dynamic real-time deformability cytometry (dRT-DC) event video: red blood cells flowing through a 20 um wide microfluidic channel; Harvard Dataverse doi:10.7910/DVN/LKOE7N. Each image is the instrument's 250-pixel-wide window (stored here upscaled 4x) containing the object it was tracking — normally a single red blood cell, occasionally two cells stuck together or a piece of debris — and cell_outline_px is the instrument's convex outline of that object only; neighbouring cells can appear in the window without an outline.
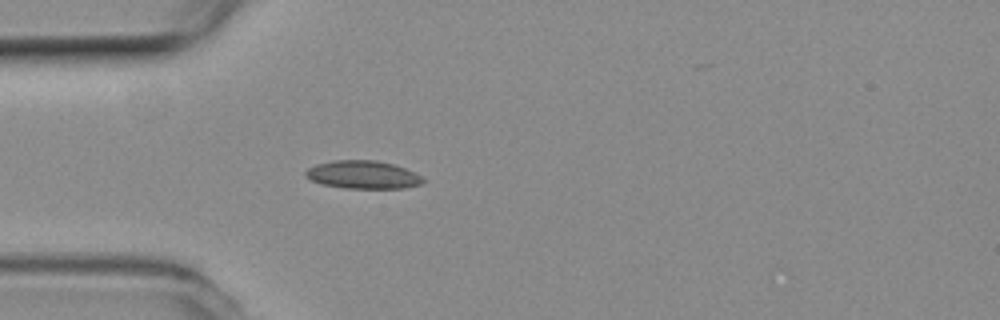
{"species": "common noctule bat (a hibernating species)", "species_latin": "Nyctalus noctula", "temperature_condition": "room temperature", "stored_images_in_passage": 41, "camera_frame_rate_fps": 3000, "um_per_image_px": 0.085, "animal": {"sex": "female", "body_mass_g": 19.3, "forearm_length_mm": 54.1}, "frame": {"image": 1, "passage_image": 1, "time_ms": 0.0, "image_size_px": [1000, 320], "cell_outline_px": [[424, 184], [404, 188], [344, 188], [320, 184], [304, 176], [304, 172], [308, 168], [316, 164], [332, 160], [376, 160], [392, 164], [416, 172], [424, 180]], "centroid_in_image_um": [30.83, 14.85], "position_along_channel_um": 54.2, "area_um2": 19.31}}
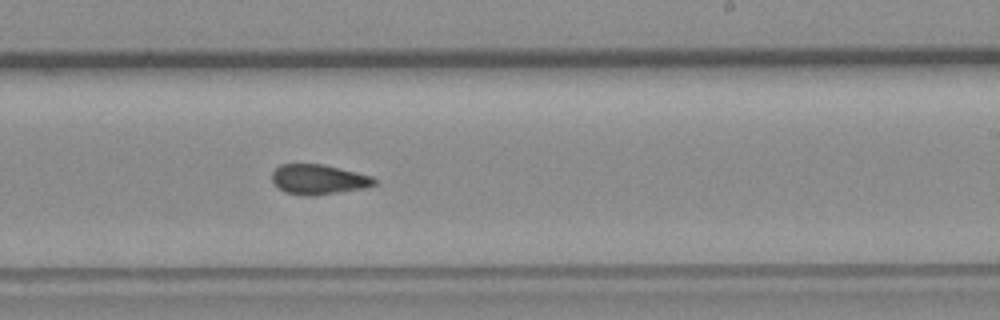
{"frame": {"image": 2, "passage_image": 18, "time_ms": 5.667, "image_size_px": [1000, 320], "cell_outline_px": [[376, 184], [364, 188], [312, 196], [304, 196], [284, 192], [276, 188], [272, 180], [272, 172], [280, 164], [324, 164], [372, 176], [376, 180]], "centroid_in_image_um": [27.03, 15.25], "position_along_channel_um": 262.0, "area_um2": 17.98}}
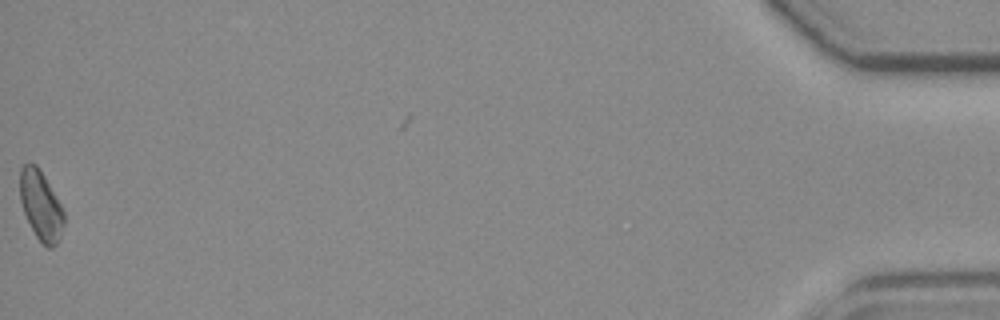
{"frame": {"image": 3, "passage_image": 40, "time_ms": 13.0, "image_size_px": [1000, 320], "cell_outline_px": [[64, 224], [60, 236], [56, 244], [52, 248], [48, 248], [36, 236], [24, 212], [20, 200], [20, 168], [28, 160], [36, 164], [44, 176], [60, 204], [64, 212]], "centroid_in_image_um": [3.46, 17.43], "position_along_channel_um": 431.7, "area_um2": 17.57}, "authors_computed_cell_mechanics": {"area_um2": 17.7446, "velocity_mm_per_s": 3.7886, "shape_relaxation_time_tau1_ms": null, "shape_relaxation_time_tau2_ms": 7.3212, "deformation_change_tau1": null, "deformation_change_tau2": 0.1123}}